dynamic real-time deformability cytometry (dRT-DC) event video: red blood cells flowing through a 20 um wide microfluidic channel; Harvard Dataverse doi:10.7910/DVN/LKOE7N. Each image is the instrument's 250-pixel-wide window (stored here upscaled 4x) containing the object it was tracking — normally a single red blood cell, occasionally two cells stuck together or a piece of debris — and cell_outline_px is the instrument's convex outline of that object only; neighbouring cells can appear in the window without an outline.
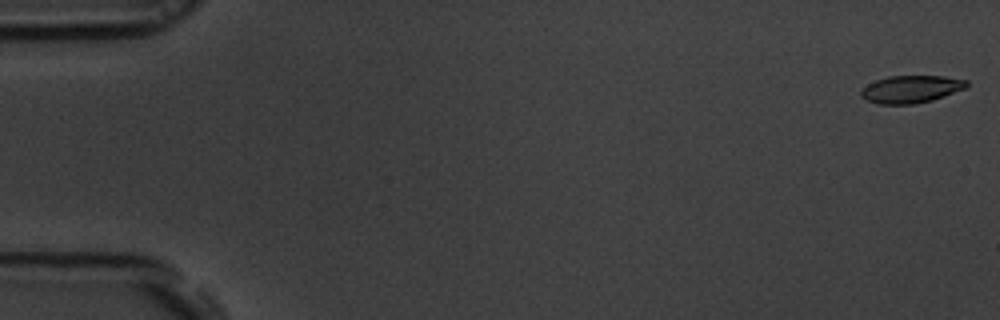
{"species": "common noctule bat (a hibernating species)", "species_latin": "Nyctalus noctula", "temperature_condition": "room temperature", "stored_images_in_passage": 53, "camera_frame_rate_fps": 3000, "um_per_image_px": 0.085, "animal": {"sex": "male", "body_mass_g": 19.5, "forearm_length_mm": 54.6}, "frame": {"image": 1, "passage_image": 1, "time_ms": 0.0, "image_size_px": [1000, 320], "cell_outline_px": [[968, 84], [964, 88], [932, 100], [916, 104], [876, 104], [860, 96], [860, 88], [876, 80], [888, 76], [944, 76], [968, 80]], "centroid_in_image_um": [77.39, 7.58], "position_along_channel_um": 7.6, "area_um2": 16.88}}
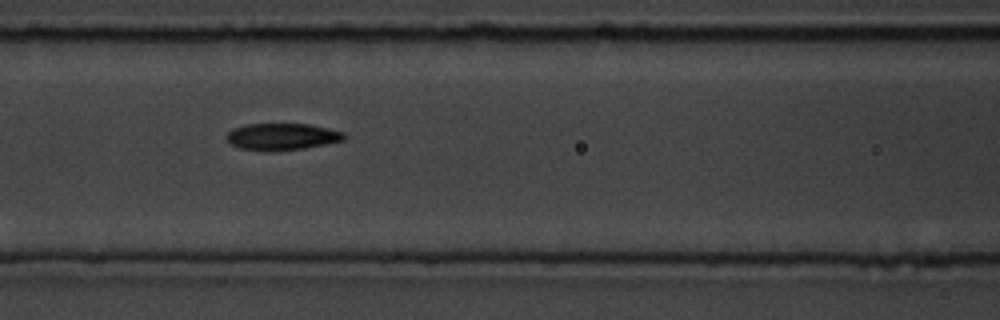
{"frame": {"image": 2, "passage_image": 23, "time_ms": 7.333, "image_size_px": [1000, 320], "cell_outline_px": [[344, 140], [304, 148], [240, 148], [228, 144], [224, 136], [232, 128], [248, 124], [312, 124], [344, 132]], "centroid_in_image_um": [23.95, 11.56], "position_along_channel_um": 142.7, "area_um2": 17.63}}
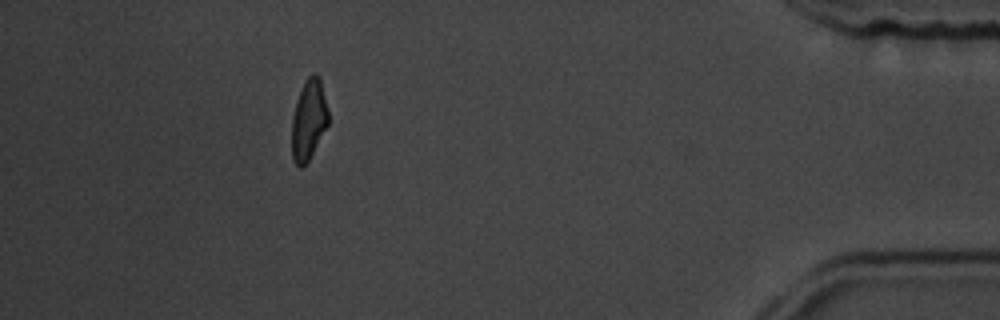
{"frame": {"image": 3, "passage_image": 48, "time_ms": 15.667, "image_size_px": [1000, 320], "cell_outline_px": [[328, 124], [308, 160], [300, 168], [292, 160], [292, 116], [296, 100], [304, 80], [312, 72], [316, 72], [320, 76], [328, 112]], "centroid_in_image_um": [26.23, 10.12], "position_along_channel_um": 409.0, "area_um2": 17.11}, "authors_computed_cell_mechanics": {"area_um2": 18.0914, "velocity_mm_per_s": 3.86, "shape_relaxation_time_tau1_ms": 3.4812, "shape_relaxation_time_tau2_ms": 4.1494, "deformation_change_tau1": 0.1549, "deformation_change_tau2": 0.107}}